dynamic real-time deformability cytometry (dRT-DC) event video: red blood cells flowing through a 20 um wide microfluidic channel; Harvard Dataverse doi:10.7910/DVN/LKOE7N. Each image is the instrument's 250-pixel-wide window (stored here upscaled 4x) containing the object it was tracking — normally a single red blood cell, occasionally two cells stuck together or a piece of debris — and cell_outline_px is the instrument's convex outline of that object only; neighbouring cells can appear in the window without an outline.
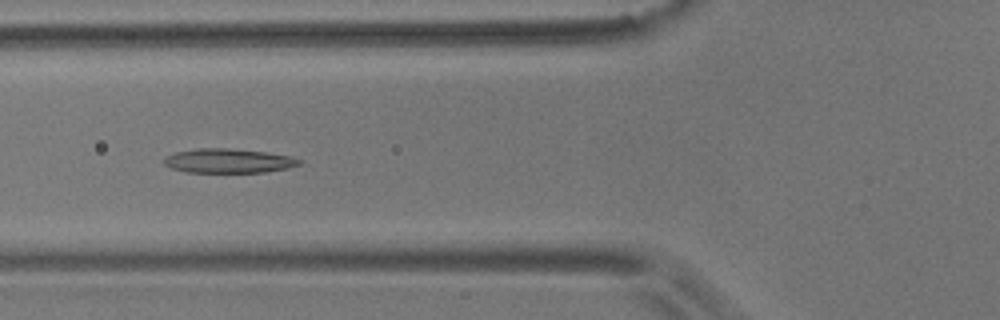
{"species": "common noctule bat (a hibernating species)", "species_latin": "Nyctalus noctula", "temperature_condition": "room temperature", "stored_images_in_passage": 13, "camera_frame_rate_fps": 3000, "um_per_image_px": 0.085, "animal": {"sex": "male", "body_mass_g": 17.9}, "frame": {"image": 1, "passage_image": 4, "time_ms": 4.333, "image_size_px": [1000, 320], "cell_outline_px": [[304, 160], [300, 164], [288, 168], [264, 172], [184, 172], [172, 168], [164, 164], [160, 160], [164, 156], [176, 152], [196, 148], [228, 148], [268, 152], [292, 156]], "centroid_in_image_um": [19.4, 13.66], "position_along_channel_um": 106.4, "area_um2": 19.42}}
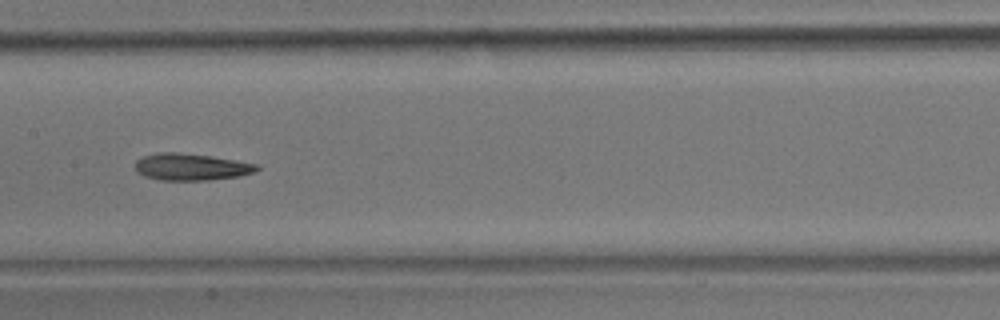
{"frame": {"image": 2, "passage_image": 6, "time_ms": 6.667, "image_size_px": [1000, 320], "cell_outline_px": [[260, 168], [256, 172], [240, 176], [208, 180], [160, 180], [144, 176], [136, 172], [136, 160], [144, 156], [160, 152], [176, 152], [208, 156], [260, 164]], "centroid_in_image_um": [16.27, 14.19], "position_along_channel_um": 191.1, "area_um2": 19.02}}
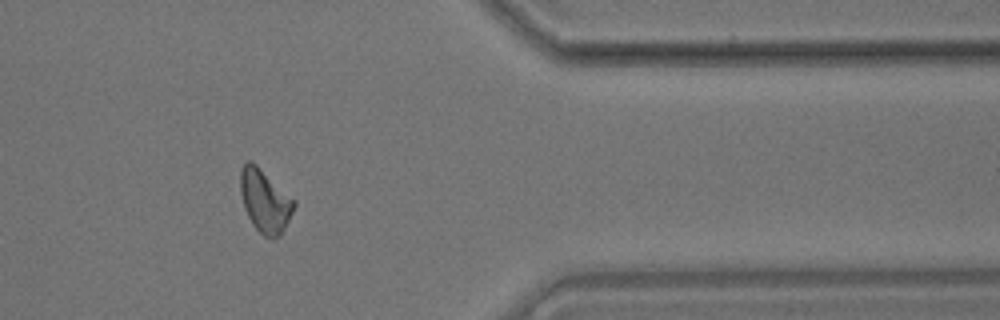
{"frame": {"image": 3, "passage_image": 11, "time_ms": 12.667, "image_size_px": [1000, 320], "cell_outline_px": [[296, 204], [280, 236], [272, 240], [264, 236], [252, 224], [244, 208], [240, 192], [240, 168], [248, 160], [252, 160], [296, 200]], "centroid_in_image_um": [22.51, 17.06], "position_along_channel_um": 388.9, "area_um2": 19.83}, "authors_computed_cell_mechanics": {"area_um2": 19.0162, "velocity_mm_per_s": 3.6256, "shape_relaxation_time_tau1_ms": 6.6272, "shape_relaxation_time_tau2_ms": 1.8657, "deformation_change_tau1": 0.1703, "deformation_change_tau2": 0.0876}}